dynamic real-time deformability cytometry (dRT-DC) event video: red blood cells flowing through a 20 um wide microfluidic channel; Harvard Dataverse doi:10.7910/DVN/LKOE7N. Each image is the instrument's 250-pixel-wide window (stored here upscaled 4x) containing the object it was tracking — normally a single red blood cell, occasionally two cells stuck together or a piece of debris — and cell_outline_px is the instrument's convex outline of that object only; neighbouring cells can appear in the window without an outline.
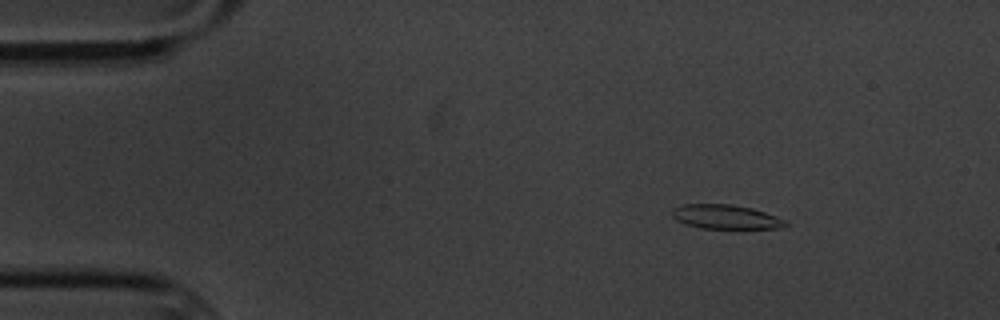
{"species": "common noctule bat (a hibernating species)", "species_latin": "Nyctalus noctula", "temperature_condition": "cold", "stored_images_in_passage": 6, "camera_frame_rate_fps": 3000, "um_per_image_px": 0.085, "animal": {"sex": "male", "body_mass_g": 20.1, "forearm_length_mm": 53.5}, "frame": {"image": 1, "passage_image": 2, "time_ms": 1.0, "image_size_px": [1000, 320], "cell_outline_px": [[788, 224], [780, 228], [700, 228], [684, 224], [676, 220], [672, 216], [672, 208], [684, 204], [732, 204], [752, 208], [788, 220]], "centroid_in_image_um": [61.67, 18.43], "position_along_channel_um": 23.3, "area_um2": 16.07}}
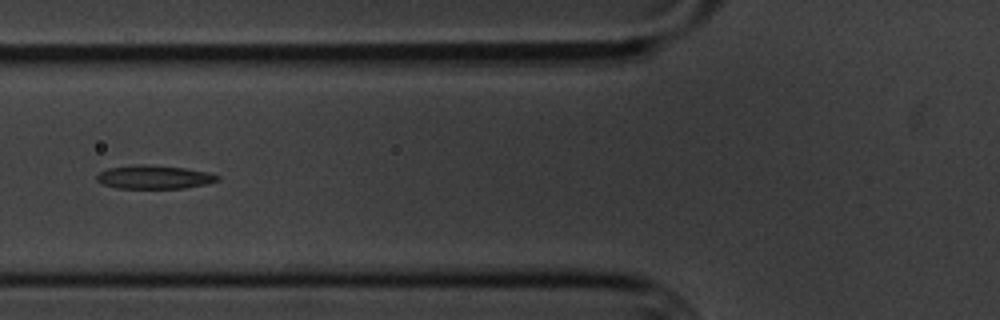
{"frame": {"image": 2, "passage_image": 6, "time_ms": 5.667, "image_size_px": [1000, 320], "cell_outline_px": [[220, 180], [204, 184], [184, 188], [116, 188], [104, 184], [96, 180], [96, 176], [100, 172], [108, 168], [136, 164], [144, 164], [184, 168], [208, 172], [220, 176]], "centroid_in_image_um": [13.09, 15.05], "position_along_channel_um": 112.7, "area_um2": 16.47}}